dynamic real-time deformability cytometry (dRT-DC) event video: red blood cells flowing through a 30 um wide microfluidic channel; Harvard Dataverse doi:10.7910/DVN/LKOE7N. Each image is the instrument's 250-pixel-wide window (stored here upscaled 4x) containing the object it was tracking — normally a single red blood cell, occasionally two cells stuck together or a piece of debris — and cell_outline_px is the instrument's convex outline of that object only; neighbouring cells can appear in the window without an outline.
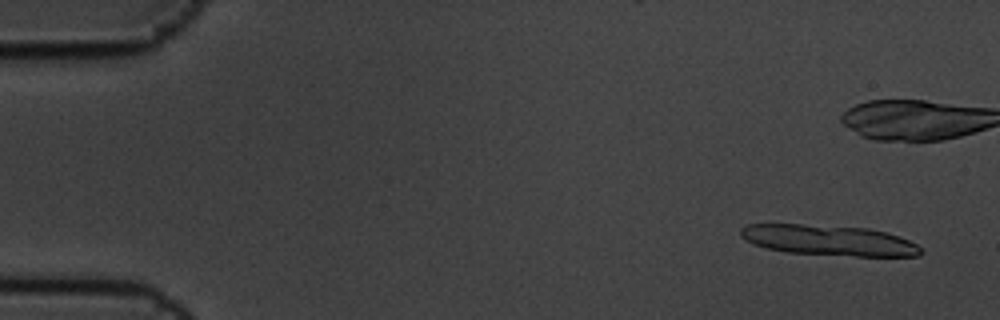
{"species": "common noctule bat (a hibernating species)", "species_latin": "Nyctalus noctula", "temperature_condition": "cold", "stored_images_in_passage": 11, "camera_frame_rate_fps": 3000, "um_per_image_px": 0.085, "animal": {"sex": "male", "body_mass_g": 19.5, "forearm_length_mm": 54.6}, "frame": {"image": 1, "passage_image": 1, "time_ms": 0.0, "image_size_px": [1000, 320], "cell_outline_px": [[924, 252], [920, 256], [856, 256], [788, 252], [768, 248], [756, 244], [740, 236], [740, 228], [748, 224], [800, 224], [868, 228], [888, 232], [908, 240], [916, 244]], "centroid_in_image_um": [70.49, 20.42], "position_along_channel_um": 14.5, "area_um2": 31.79}}
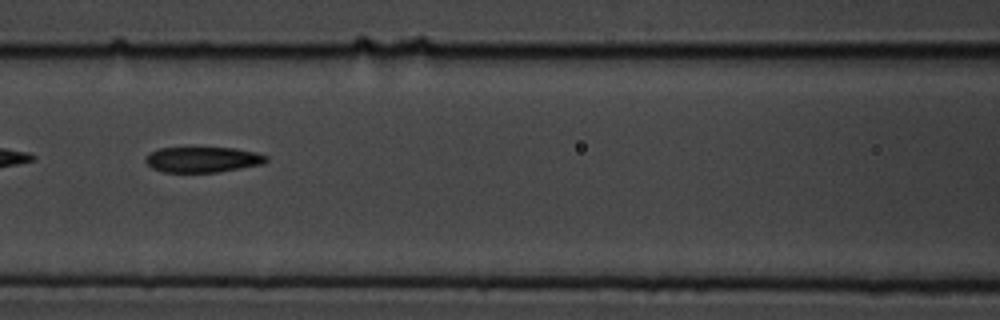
{"frame": {"image": 2, "passage_image": 8, "time_ms": 2.333, "image_size_px": [1000, 320], "cell_outline_px": [[268, 160], [260, 164], [240, 168], [216, 172], [164, 172], [152, 168], [144, 160], [144, 156], [148, 152], [160, 148], [236, 148], [256, 152], [268, 156]], "centroid_in_image_um": [17.19, 13.55], "position_along_channel_um": 149.4, "area_um2": 17.92}}
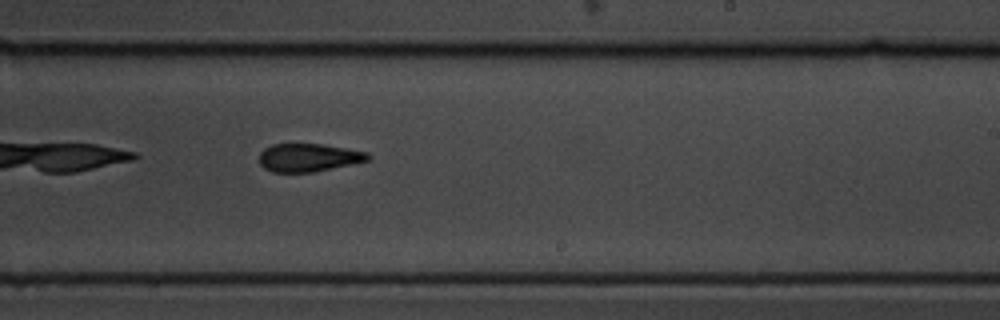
{"frame": {"image": 3, "passage_image": 11, "time_ms": 3.333, "image_size_px": [1000, 320], "cell_outline_px": [[372, 156], [368, 160], [352, 164], [312, 172], [272, 172], [264, 168], [260, 164], [260, 152], [264, 148], [272, 144], [320, 144], [368, 152]], "centroid_in_image_um": [26.21, 13.39], "position_along_channel_um": 262.8, "area_um2": 17.69}}